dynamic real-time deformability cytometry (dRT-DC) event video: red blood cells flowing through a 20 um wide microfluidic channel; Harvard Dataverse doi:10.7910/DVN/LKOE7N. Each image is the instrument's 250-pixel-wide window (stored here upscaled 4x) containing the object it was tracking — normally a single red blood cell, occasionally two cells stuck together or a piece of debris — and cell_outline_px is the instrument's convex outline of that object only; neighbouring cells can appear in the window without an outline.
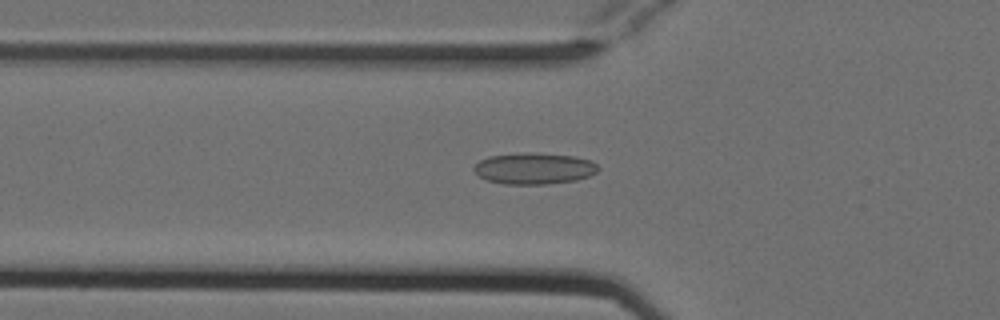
{"species": "Egyptian fruit bat (a non-hibernating species)", "species_latin": "Rousettus aegyptiacus", "temperature_condition": "cold", "stored_images_in_passage": 52, "camera_frame_rate_fps": 3000, "um_per_image_px": 0.085, "animal": {"sex": "female"}, "frame": {"image": 1, "passage_image": 17, "time_ms": 5.333, "image_size_px": [1000, 320], "cell_outline_px": [[600, 168], [596, 172], [588, 176], [576, 180], [548, 184], [504, 184], [488, 180], [480, 176], [472, 168], [480, 160], [488, 156], [524, 152], [576, 156], [588, 160], [596, 164]], "centroid_in_image_um": [45.39, 14.32], "position_along_channel_um": 80.4, "area_um2": 22.6}}
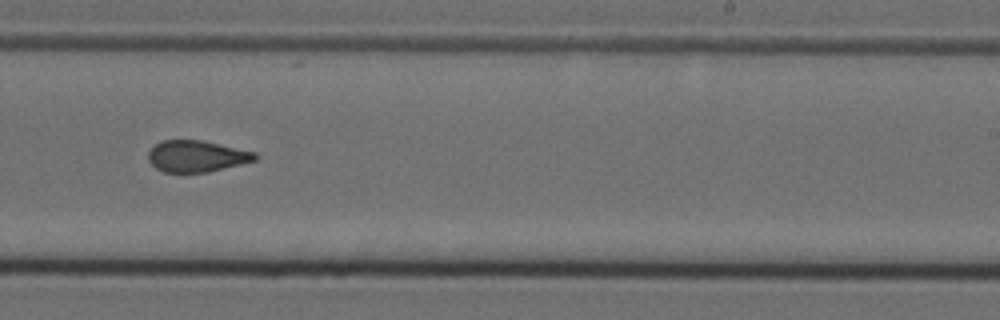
{"frame": {"image": 2, "passage_image": 32, "time_ms": 10.333, "image_size_px": [1000, 320], "cell_outline_px": [[256, 160], [208, 172], [164, 172], [156, 168], [148, 160], [148, 152], [160, 140], [200, 140], [256, 152]], "centroid_in_image_um": [16.69, 13.27], "position_along_channel_um": 272.3, "area_um2": 19.36}}
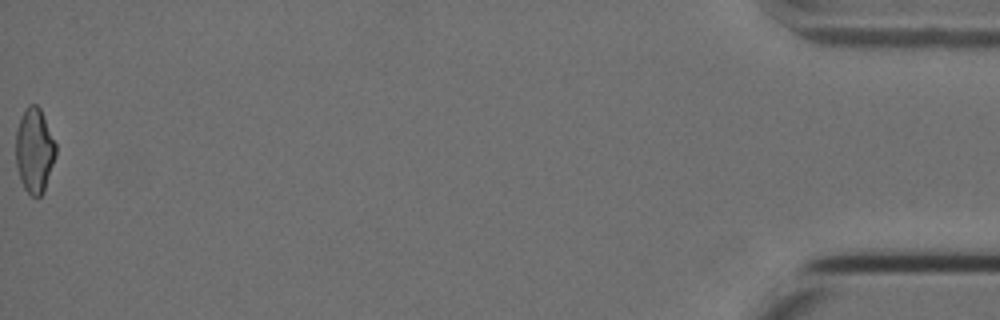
{"frame": {"image": 3, "passage_image": 52, "time_ms": 17.0, "image_size_px": [1000, 320], "cell_outline_px": [[56, 156], [44, 192], [40, 196], [32, 196], [24, 188], [20, 180], [16, 164], [16, 132], [20, 116], [24, 108], [28, 104], [36, 104], [40, 108], [56, 144]], "centroid_in_image_um": [2.92, 12.78], "position_along_channel_um": 432.3, "area_um2": 19.88}, "authors_computed_cell_mechanics": {"area_um2": 20.4612, "velocity_mm_per_s": 3.8232, "shape_relaxation_time_tau1_ms": null, "shape_relaxation_time_tau2_ms": 2.4308, "deformation_change_tau1": null, "deformation_change_tau2": 0.0947}}